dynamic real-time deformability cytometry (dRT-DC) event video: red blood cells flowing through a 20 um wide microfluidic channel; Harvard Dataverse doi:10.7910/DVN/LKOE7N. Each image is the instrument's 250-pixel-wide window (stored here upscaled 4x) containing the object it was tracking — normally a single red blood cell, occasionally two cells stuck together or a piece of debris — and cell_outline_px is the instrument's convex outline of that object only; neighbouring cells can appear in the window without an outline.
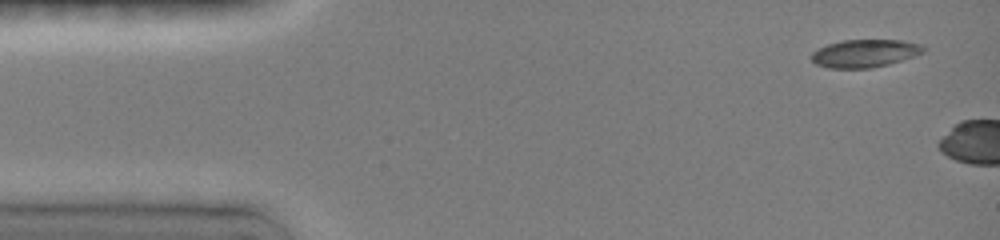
{"species": "common noctule bat (a hibernating species)", "species_latin": "Nyctalus noctula", "temperature_condition": "room temperature", "stored_images_in_passage": 2, "camera_frame_rate_fps": 3000, "um_per_image_px": 0.085, "animal": {"sex": "female", "body_mass_g": 19.0, "forearm_length_mm": 51.5}, "frame": {"image": 1, "passage_image": 1, "time_ms": 0.0, "image_size_px": [1000, 240], "cell_outline_px": [[924, 52], [888, 64], [872, 68], [828, 68], [816, 64], [812, 60], [812, 52], [816, 48], [840, 40], [904, 40], [920, 44], [924, 48]], "centroid_in_image_um": [73.46, 4.53], "position_along_channel_um": 11.5, "area_um2": 18.09}}